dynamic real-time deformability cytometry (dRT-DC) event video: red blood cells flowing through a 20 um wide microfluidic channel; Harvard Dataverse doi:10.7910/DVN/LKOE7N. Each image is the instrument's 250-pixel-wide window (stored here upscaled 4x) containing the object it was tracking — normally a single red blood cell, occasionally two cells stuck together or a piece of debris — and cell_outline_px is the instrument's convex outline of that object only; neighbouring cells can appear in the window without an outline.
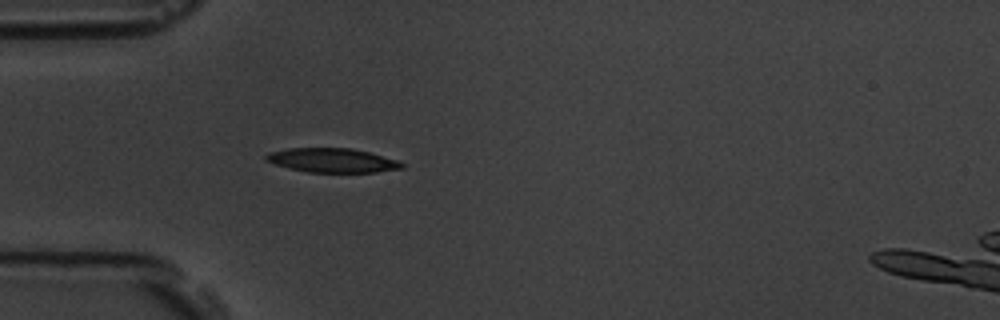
{"species": "common noctule bat (a hibernating species)", "species_latin": "Nyctalus noctula", "temperature_condition": "room temperature", "stored_images_in_passage": 4, "camera_frame_rate_fps": 3000, "um_per_image_px": 0.085, "animal": {"sex": "male", "body_mass_g": 19.5, "forearm_length_mm": 54.6}, "frame": {"image": 1, "passage_image": 4, "time_ms": 3.667, "image_size_px": [1000, 320], "cell_outline_px": [[404, 168], [376, 172], [308, 172], [288, 168], [264, 160], [264, 156], [268, 152], [288, 148], [352, 148], [400, 160], [404, 164]], "centroid_in_image_um": [28.25, 13.62], "position_along_channel_um": 56.8, "area_um2": 19.25}}